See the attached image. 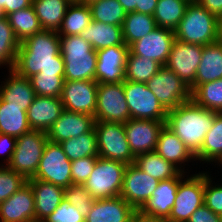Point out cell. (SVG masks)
<instances>
[{
    "instance_id": "1",
    "label": "cell",
    "mask_w": 222,
    "mask_h": 222,
    "mask_svg": "<svg viewBox=\"0 0 222 222\" xmlns=\"http://www.w3.org/2000/svg\"><path fill=\"white\" fill-rule=\"evenodd\" d=\"M13 70L26 78L38 73L64 75L58 32L41 30L24 40L19 46Z\"/></svg>"
},
{
    "instance_id": "2",
    "label": "cell",
    "mask_w": 222,
    "mask_h": 222,
    "mask_svg": "<svg viewBox=\"0 0 222 222\" xmlns=\"http://www.w3.org/2000/svg\"><path fill=\"white\" fill-rule=\"evenodd\" d=\"M215 113L191 99L168 111L165 126L195 155L201 149L206 133L213 124Z\"/></svg>"
},
{
    "instance_id": "3",
    "label": "cell",
    "mask_w": 222,
    "mask_h": 222,
    "mask_svg": "<svg viewBox=\"0 0 222 222\" xmlns=\"http://www.w3.org/2000/svg\"><path fill=\"white\" fill-rule=\"evenodd\" d=\"M218 18L196 0L190 1L174 30L175 39L202 46L218 42Z\"/></svg>"
},
{
    "instance_id": "4",
    "label": "cell",
    "mask_w": 222,
    "mask_h": 222,
    "mask_svg": "<svg viewBox=\"0 0 222 222\" xmlns=\"http://www.w3.org/2000/svg\"><path fill=\"white\" fill-rule=\"evenodd\" d=\"M64 80H95L97 53L81 35L60 36Z\"/></svg>"
},
{
    "instance_id": "5",
    "label": "cell",
    "mask_w": 222,
    "mask_h": 222,
    "mask_svg": "<svg viewBox=\"0 0 222 222\" xmlns=\"http://www.w3.org/2000/svg\"><path fill=\"white\" fill-rule=\"evenodd\" d=\"M47 141V134L43 131L31 129L22 134L17 138L14 153L7 167L26 180L32 179L37 172Z\"/></svg>"
},
{
    "instance_id": "6",
    "label": "cell",
    "mask_w": 222,
    "mask_h": 222,
    "mask_svg": "<svg viewBox=\"0 0 222 222\" xmlns=\"http://www.w3.org/2000/svg\"><path fill=\"white\" fill-rule=\"evenodd\" d=\"M126 167L123 162L98 156L91 175L83 185L94 199L120 196Z\"/></svg>"
},
{
    "instance_id": "7",
    "label": "cell",
    "mask_w": 222,
    "mask_h": 222,
    "mask_svg": "<svg viewBox=\"0 0 222 222\" xmlns=\"http://www.w3.org/2000/svg\"><path fill=\"white\" fill-rule=\"evenodd\" d=\"M94 130L99 157L120 161L126 165L135 162V156L131 152L123 123L95 122Z\"/></svg>"
},
{
    "instance_id": "8",
    "label": "cell",
    "mask_w": 222,
    "mask_h": 222,
    "mask_svg": "<svg viewBox=\"0 0 222 222\" xmlns=\"http://www.w3.org/2000/svg\"><path fill=\"white\" fill-rule=\"evenodd\" d=\"M204 187L205 171L186 175V178L179 182L168 220L187 222L195 210L204 204Z\"/></svg>"
},
{
    "instance_id": "9",
    "label": "cell",
    "mask_w": 222,
    "mask_h": 222,
    "mask_svg": "<svg viewBox=\"0 0 222 222\" xmlns=\"http://www.w3.org/2000/svg\"><path fill=\"white\" fill-rule=\"evenodd\" d=\"M123 87L131 119L166 121L168 111L146 83L125 80Z\"/></svg>"
},
{
    "instance_id": "10",
    "label": "cell",
    "mask_w": 222,
    "mask_h": 222,
    "mask_svg": "<svg viewBox=\"0 0 222 222\" xmlns=\"http://www.w3.org/2000/svg\"><path fill=\"white\" fill-rule=\"evenodd\" d=\"M29 180H42L67 188L72 184L71 161L59 143L47 141L36 174Z\"/></svg>"
},
{
    "instance_id": "11",
    "label": "cell",
    "mask_w": 222,
    "mask_h": 222,
    "mask_svg": "<svg viewBox=\"0 0 222 222\" xmlns=\"http://www.w3.org/2000/svg\"><path fill=\"white\" fill-rule=\"evenodd\" d=\"M146 84L167 111L191 100L190 87L166 66H162Z\"/></svg>"
},
{
    "instance_id": "12",
    "label": "cell",
    "mask_w": 222,
    "mask_h": 222,
    "mask_svg": "<svg viewBox=\"0 0 222 222\" xmlns=\"http://www.w3.org/2000/svg\"><path fill=\"white\" fill-rule=\"evenodd\" d=\"M95 122L125 124L130 117L123 82L98 84Z\"/></svg>"
},
{
    "instance_id": "13",
    "label": "cell",
    "mask_w": 222,
    "mask_h": 222,
    "mask_svg": "<svg viewBox=\"0 0 222 222\" xmlns=\"http://www.w3.org/2000/svg\"><path fill=\"white\" fill-rule=\"evenodd\" d=\"M97 89L95 80H64L60 96L63 108L95 117Z\"/></svg>"
},
{
    "instance_id": "14",
    "label": "cell",
    "mask_w": 222,
    "mask_h": 222,
    "mask_svg": "<svg viewBox=\"0 0 222 222\" xmlns=\"http://www.w3.org/2000/svg\"><path fill=\"white\" fill-rule=\"evenodd\" d=\"M159 180L149 176L134 163L126 167L120 197L135 210H139L147 202L157 188Z\"/></svg>"
},
{
    "instance_id": "15",
    "label": "cell",
    "mask_w": 222,
    "mask_h": 222,
    "mask_svg": "<svg viewBox=\"0 0 222 222\" xmlns=\"http://www.w3.org/2000/svg\"><path fill=\"white\" fill-rule=\"evenodd\" d=\"M203 46L174 40L166 67L172 70L189 87L195 82V75L201 62Z\"/></svg>"
},
{
    "instance_id": "16",
    "label": "cell",
    "mask_w": 222,
    "mask_h": 222,
    "mask_svg": "<svg viewBox=\"0 0 222 222\" xmlns=\"http://www.w3.org/2000/svg\"><path fill=\"white\" fill-rule=\"evenodd\" d=\"M95 81L98 84L125 81V65L129 53L127 45H115L96 51Z\"/></svg>"
},
{
    "instance_id": "17",
    "label": "cell",
    "mask_w": 222,
    "mask_h": 222,
    "mask_svg": "<svg viewBox=\"0 0 222 222\" xmlns=\"http://www.w3.org/2000/svg\"><path fill=\"white\" fill-rule=\"evenodd\" d=\"M165 121L129 119L125 124L126 138L131 152L137 155L155 151Z\"/></svg>"
},
{
    "instance_id": "18",
    "label": "cell",
    "mask_w": 222,
    "mask_h": 222,
    "mask_svg": "<svg viewBox=\"0 0 222 222\" xmlns=\"http://www.w3.org/2000/svg\"><path fill=\"white\" fill-rule=\"evenodd\" d=\"M174 40L173 30L157 27L151 33L132 43L129 46V51L134 55L148 57L165 66Z\"/></svg>"
},
{
    "instance_id": "19",
    "label": "cell",
    "mask_w": 222,
    "mask_h": 222,
    "mask_svg": "<svg viewBox=\"0 0 222 222\" xmlns=\"http://www.w3.org/2000/svg\"><path fill=\"white\" fill-rule=\"evenodd\" d=\"M95 118L89 114H82L63 110L59 119L46 132L51 142L61 143L69 138H75L94 128Z\"/></svg>"
},
{
    "instance_id": "20",
    "label": "cell",
    "mask_w": 222,
    "mask_h": 222,
    "mask_svg": "<svg viewBox=\"0 0 222 222\" xmlns=\"http://www.w3.org/2000/svg\"><path fill=\"white\" fill-rule=\"evenodd\" d=\"M0 222H35L34 194L28 182L0 203Z\"/></svg>"
},
{
    "instance_id": "21",
    "label": "cell",
    "mask_w": 222,
    "mask_h": 222,
    "mask_svg": "<svg viewBox=\"0 0 222 222\" xmlns=\"http://www.w3.org/2000/svg\"><path fill=\"white\" fill-rule=\"evenodd\" d=\"M60 97L36 96L27 110V120L33 130L47 132L63 112Z\"/></svg>"
},
{
    "instance_id": "22",
    "label": "cell",
    "mask_w": 222,
    "mask_h": 222,
    "mask_svg": "<svg viewBox=\"0 0 222 222\" xmlns=\"http://www.w3.org/2000/svg\"><path fill=\"white\" fill-rule=\"evenodd\" d=\"M155 152L166 161L177 166L183 173L190 174V170L186 172L185 165L190 166L187 163L196 161L195 155L179 137L166 126L163 127L159 134Z\"/></svg>"
},
{
    "instance_id": "23",
    "label": "cell",
    "mask_w": 222,
    "mask_h": 222,
    "mask_svg": "<svg viewBox=\"0 0 222 222\" xmlns=\"http://www.w3.org/2000/svg\"><path fill=\"white\" fill-rule=\"evenodd\" d=\"M9 75L1 81L0 97L9 105L21 107L27 111L36 94L29 78L20 76L15 70H8Z\"/></svg>"
},
{
    "instance_id": "24",
    "label": "cell",
    "mask_w": 222,
    "mask_h": 222,
    "mask_svg": "<svg viewBox=\"0 0 222 222\" xmlns=\"http://www.w3.org/2000/svg\"><path fill=\"white\" fill-rule=\"evenodd\" d=\"M183 178L159 181L151 198L139 209L143 214L168 219L173 208L179 182Z\"/></svg>"
},
{
    "instance_id": "25",
    "label": "cell",
    "mask_w": 222,
    "mask_h": 222,
    "mask_svg": "<svg viewBox=\"0 0 222 222\" xmlns=\"http://www.w3.org/2000/svg\"><path fill=\"white\" fill-rule=\"evenodd\" d=\"M135 209L122 197L95 199L85 222H125Z\"/></svg>"
},
{
    "instance_id": "26",
    "label": "cell",
    "mask_w": 222,
    "mask_h": 222,
    "mask_svg": "<svg viewBox=\"0 0 222 222\" xmlns=\"http://www.w3.org/2000/svg\"><path fill=\"white\" fill-rule=\"evenodd\" d=\"M35 200V222H43L64 199V188L42 180H27Z\"/></svg>"
},
{
    "instance_id": "27",
    "label": "cell",
    "mask_w": 222,
    "mask_h": 222,
    "mask_svg": "<svg viewBox=\"0 0 222 222\" xmlns=\"http://www.w3.org/2000/svg\"><path fill=\"white\" fill-rule=\"evenodd\" d=\"M218 79H222V44L220 42L203 46L201 62L190 90L192 92L198 85Z\"/></svg>"
},
{
    "instance_id": "28",
    "label": "cell",
    "mask_w": 222,
    "mask_h": 222,
    "mask_svg": "<svg viewBox=\"0 0 222 222\" xmlns=\"http://www.w3.org/2000/svg\"><path fill=\"white\" fill-rule=\"evenodd\" d=\"M84 40L96 51L115 45H126L123 39L122 26L111 25L92 20L81 33Z\"/></svg>"
},
{
    "instance_id": "29",
    "label": "cell",
    "mask_w": 222,
    "mask_h": 222,
    "mask_svg": "<svg viewBox=\"0 0 222 222\" xmlns=\"http://www.w3.org/2000/svg\"><path fill=\"white\" fill-rule=\"evenodd\" d=\"M134 164L143 172L159 181L171 178H184L187 174L183 173L171 162L166 161L155 151L137 155Z\"/></svg>"
},
{
    "instance_id": "30",
    "label": "cell",
    "mask_w": 222,
    "mask_h": 222,
    "mask_svg": "<svg viewBox=\"0 0 222 222\" xmlns=\"http://www.w3.org/2000/svg\"><path fill=\"white\" fill-rule=\"evenodd\" d=\"M69 0H32V6L43 30L58 31L62 25Z\"/></svg>"
},
{
    "instance_id": "31",
    "label": "cell",
    "mask_w": 222,
    "mask_h": 222,
    "mask_svg": "<svg viewBox=\"0 0 222 222\" xmlns=\"http://www.w3.org/2000/svg\"><path fill=\"white\" fill-rule=\"evenodd\" d=\"M30 130L27 111L9 105L0 97V133L18 138Z\"/></svg>"
},
{
    "instance_id": "32",
    "label": "cell",
    "mask_w": 222,
    "mask_h": 222,
    "mask_svg": "<svg viewBox=\"0 0 222 222\" xmlns=\"http://www.w3.org/2000/svg\"><path fill=\"white\" fill-rule=\"evenodd\" d=\"M222 156V113H215L211 128L207 131L201 149L195 154L196 161L216 163ZM214 162V163H213Z\"/></svg>"
},
{
    "instance_id": "33",
    "label": "cell",
    "mask_w": 222,
    "mask_h": 222,
    "mask_svg": "<svg viewBox=\"0 0 222 222\" xmlns=\"http://www.w3.org/2000/svg\"><path fill=\"white\" fill-rule=\"evenodd\" d=\"M92 21L91 9L87 4L72 2L65 13L59 36L81 35Z\"/></svg>"
},
{
    "instance_id": "34",
    "label": "cell",
    "mask_w": 222,
    "mask_h": 222,
    "mask_svg": "<svg viewBox=\"0 0 222 222\" xmlns=\"http://www.w3.org/2000/svg\"><path fill=\"white\" fill-rule=\"evenodd\" d=\"M157 28L153 15L139 12L126 14L122 25L124 43L129 47L135 41L141 39Z\"/></svg>"
},
{
    "instance_id": "35",
    "label": "cell",
    "mask_w": 222,
    "mask_h": 222,
    "mask_svg": "<svg viewBox=\"0 0 222 222\" xmlns=\"http://www.w3.org/2000/svg\"><path fill=\"white\" fill-rule=\"evenodd\" d=\"M189 0H158L153 13L157 27L175 30L184 17Z\"/></svg>"
},
{
    "instance_id": "36",
    "label": "cell",
    "mask_w": 222,
    "mask_h": 222,
    "mask_svg": "<svg viewBox=\"0 0 222 222\" xmlns=\"http://www.w3.org/2000/svg\"><path fill=\"white\" fill-rule=\"evenodd\" d=\"M6 17L20 43L43 30L32 5L12 12Z\"/></svg>"
},
{
    "instance_id": "37",
    "label": "cell",
    "mask_w": 222,
    "mask_h": 222,
    "mask_svg": "<svg viewBox=\"0 0 222 222\" xmlns=\"http://www.w3.org/2000/svg\"><path fill=\"white\" fill-rule=\"evenodd\" d=\"M161 67L157 61L134 55L129 51L125 65V80L147 83Z\"/></svg>"
},
{
    "instance_id": "38",
    "label": "cell",
    "mask_w": 222,
    "mask_h": 222,
    "mask_svg": "<svg viewBox=\"0 0 222 222\" xmlns=\"http://www.w3.org/2000/svg\"><path fill=\"white\" fill-rule=\"evenodd\" d=\"M59 144L70 161L87 156H99L94 128L88 133H84L75 138H69Z\"/></svg>"
},
{
    "instance_id": "39",
    "label": "cell",
    "mask_w": 222,
    "mask_h": 222,
    "mask_svg": "<svg viewBox=\"0 0 222 222\" xmlns=\"http://www.w3.org/2000/svg\"><path fill=\"white\" fill-rule=\"evenodd\" d=\"M191 99L203 108L222 113V79L198 85L191 92Z\"/></svg>"
},
{
    "instance_id": "40",
    "label": "cell",
    "mask_w": 222,
    "mask_h": 222,
    "mask_svg": "<svg viewBox=\"0 0 222 222\" xmlns=\"http://www.w3.org/2000/svg\"><path fill=\"white\" fill-rule=\"evenodd\" d=\"M14 30L7 17L0 20V68L8 67V70L14 68L17 52L20 46Z\"/></svg>"
},
{
    "instance_id": "41",
    "label": "cell",
    "mask_w": 222,
    "mask_h": 222,
    "mask_svg": "<svg viewBox=\"0 0 222 222\" xmlns=\"http://www.w3.org/2000/svg\"><path fill=\"white\" fill-rule=\"evenodd\" d=\"M92 20L122 26L127 12L118 0H97L89 4Z\"/></svg>"
},
{
    "instance_id": "42",
    "label": "cell",
    "mask_w": 222,
    "mask_h": 222,
    "mask_svg": "<svg viewBox=\"0 0 222 222\" xmlns=\"http://www.w3.org/2000/svg\"><path fill=\"white\" fill-rule=\"evenodd\" d=\"M36 96L60 97L64 83V75L38 73L29 78Z\"/></svg>"
},
{
    "instance_id": "43",
    "label": "cell",
    "mask_w": 222,
    "mask_h": 222,
    "mask_svg": "<svg viewBox=\"0 0 222 222\" xmlns=\"http://www.w3.org/2000/svg\"><path fill=\"white\" fill-rule=\"evenodd\" d=\"M64 199L74 205L83 217L89 214L94 198L83 184H73L64 189Z\"/></svg>"
},
{
    "instance_id": "44",
    "label": "cell",
    "mask_w": 222,
    "mask_h": 222,
    "mask_svg": "<svg viewBox=\"0 0 222 222\" xmlns=\"http://www.w3.org/2000/svg\"><path fill=\"white\" fill-rule=\"evenodd\" d=\"M27 180L7 166L0 171V203L22 188Z\"/></svg>"
},
{
    "instance_id": "45",
    "label": "cell",
    "mask_w": 222,
    "mask_h": 222,
    "mask_svg": "<svg viewBox=\"0 0 222 222\" xmlns=\"http://www.w3.org/2000/svg\"><path fill=\"white\" fill-rule=\"evenodd\" d=\"M210 173L209 170L205 171L204 204L215 214L222 216V186L218 181L217 184L213 182Z\"/></svg>"
},
{
    "instance_id": "46",
    "label": "cell",
    "mask_w": 222,
    "mask_h": 222,
    "mask_svg": "<svg viewBox=\"0 0 222 222\" xmlns=\"http://www.w3.org/2000/svg\"><path fill=\"white\" fill-rule=\"evenodd\" d=\"M98 156H87L71 161L72 184H84L91 175Z\"/></svg>"
},
{
    "instance_id": "47",
    "label": "cell",
    "mask_w": 222,
    "mask_h": 222,
    "mask_svg": "<svg viewBox=\"0 0 222 222\" xmlns=\"http://www.w3.org/2000/svg\"><path fill=\"white\" fill-rule=\"evenodd\" d=\"M43 222H85V217L74 205L63 199L60 205Z\"/></svg>"
},
{
    "instance_id": "48",
    "label": "cell",
    "mask_w": 222,
    "mask_h": 222,
    "mask_svg": "<svg viewBox=\"0 0 222 222\" xmlns=\"http://www.w3.org/2000/svg\"><path fill=\"white\" fill-rule=\"evenodd\" d=\"M187 222H222V216L215 214L203 204L195 210Z\"/></svg>"
},
{
    "instance_id": "49",
    "label": "cell",
    "mask_w": 222,
    "mask_h": 222,
    "mask_svg": "<svg viewBox=\"0 0 222 222\" xmlns=\"http://www.w3.org/2000/svg\"><path fill=\"white\" fill-rule=\"evenodd\" d=\"M17 138L7 135V134H1L0 133V156L4 154L6 155V158L4 157L3 163L7 166L8 163L11 161L12 155L15 150Z\"/></svg>"
},
{
    "instance_id": "50",
    "label": "cell",
    "mask_w": 222,
    "mask_h": 222,
    "mask_svg": "<svg viewBox=\"0 0 222 222\" xmlns=\"http://www.w3.org/2000/svg\"><path fill=\"white\" fill-rule=\"evenodd\" d=\"M32 5V0H0V7L5 16L17 10L28 8Z\"/></svg>"
},
{
    "instance_id": "51",
    "label": "cell",
    "mask_w": 222,
    "mask_h": 222,
    "mask_svg": "<svg viewBox=\"0 0 222 222\" xmlns=\"http://www.w3.org/2000/svg\"><path fill=\"white\" fill-rule=\"evenodd\" d=\"M217 18L222 16V0H196Z\"/></svg>"
},
{
    "instance_id": "52",
    "label": "cell",
    "mask_w": 222,
    "mask_h": 222,
    "mask_svg": "<svg viewBox=\"0 0 222 222\" xmlns=\"http://www.w3.org/2000/svg\"><path fill=\"white\" fill-rule=\"evenodd\" d=\"M158 0H137L135 12L153 15Z\"/></svg>"
},
{
    "instance_id": "53",
    "label": "cell",
    "mask_w": 222,
    "mask_h": 222,
    "mask_svg": "<svg viewBox=\"0 0 222 222\" xmlns=\"http://www.w3.org/2000/svg\"><path fill=\"white\" fill-rule=\"evenodd\" d=\"M135 222H163V219L146 215L139 210H135Z\"/></svg>"
},
{
    "instance_id": "54",
    "label": "cell",
    "mask_w": 222,
    "mask_h": 222,
    "mask_svg": "<svg viewBox=\"0 0 222 222\" xmlns=\"http://www.w3.org/2000/svg\"><path fill=\"white\" fill-rule=\"evenodd\" d=\"M118 1L127 13L135 11L137 6V0H118Z\"/></svg>"
},
{
    "instance_id": "55",
    "label": "cell",
    "mask_w": 222,
    "mask_h": 222,
    "mask_svg": "<svg viewBox=\"0 0 222 222\" xmlns=\"http://www.w3.org/2000/svg\"><path fill=\"white\" fill-rule=\"evenodd\" d=\"M218 42L222 44V16L218 18Z\"/></svg>"
},
{
    "instance_id": "56",
    "label": "cell",
    "mask_w": 222,
    "mask_h": 222,
    "mask_svg": "<svg viewBox=\"0 0 222 222\" xmlns=\"http://www.w3.org/2000/svg\"><path fill=\"white\" fill-rule=\"evenodd\" d=\"M94 1H97V0H80L79 3L89 5L90 3L94 2Z\"/></svg>"
},
{
    "instance_id": "57",
    "label": "cell",
    "mask_w": 222,
    "mask_h": 222,
    "mask_svg": "<svg viewBox=\"0 0 222 222\" xmlns=\"http://www.w3.org/2000/svg\"><path fill=\"white\" fill-rule=\"evenodd\" d=\"M125 222H135V212H134L133 215H132L128 220H126Z\"/></svg>"
},
{
    "instance_id": "58",
    "label": "cell",
    "mask_w": 222,
    "mask_h": 222,
    "mask_svg": "<svg viewBox=\"0 0 222 222\" xmlns=\"http://www.w3.org/2000/svg\"><path fill=\"white\" fill-rule=\"evenodd\" d=\"M5 17L6 16H5L4 12H3V9L0 7V20L5 18Z\"/></svg>"
},
{
    "instance_id": "59",
    "label": "cell",
    "mask_w": 222,
    "mask_h": 222,
    "mask_svg": "<svg viewBox=\"0 0 222 222\" xmlns=\"http://www.w3.org/2000/svg\"><path fill=\"white\" fill-rule=\"evenodd\" d=\"M219 164V165H218ZM215 165H218V166H220L221 168H222V156L220 157V159L216 162V164H214V166Z\"/></svg>"
},
{
    "instance_id": "60",
    "label": "cell",
    "mask_w": 222,
    "mask_h": 222,
    "mask_svg": "<svg viewBox=\"0 0 222 222\" xmlns=\"http://www.w3.org/2000/svg\"><path fill=\"white\" fill-rule=\"evenodd\" d=\"M6 167V165L4 163H0V171L3 170Z\"/></svg>"
},
{
    "instance_id": "61",
    "label": "cell",
    "mask_w": 222,
    "mask_h": 222,
    "mask_svg": "<svg viewBox=\"0 0 222 222\" xmlns=\"http://www.w3.org/2000/svg\"><path fill=\"white\" fill-rule=\"evenodd\" d=\"M163 222H174V221H171V220H168V219H163Z\"/></svg>"
},
{
    "instance_id": "62",
    "label": "cell",
    "mask_w": 222,
    "mask_h": 222,
    "mask_svg": "<svg viewBox=\"0 0 222 222\" xmlns=\"http://www.w3.org/2000/svg\"><path fill=\"white\" fill-rule=\"evenodd\" d=\"M71 3L72 2H80V0H69Z\"/></svg>"
}]
</instances>
